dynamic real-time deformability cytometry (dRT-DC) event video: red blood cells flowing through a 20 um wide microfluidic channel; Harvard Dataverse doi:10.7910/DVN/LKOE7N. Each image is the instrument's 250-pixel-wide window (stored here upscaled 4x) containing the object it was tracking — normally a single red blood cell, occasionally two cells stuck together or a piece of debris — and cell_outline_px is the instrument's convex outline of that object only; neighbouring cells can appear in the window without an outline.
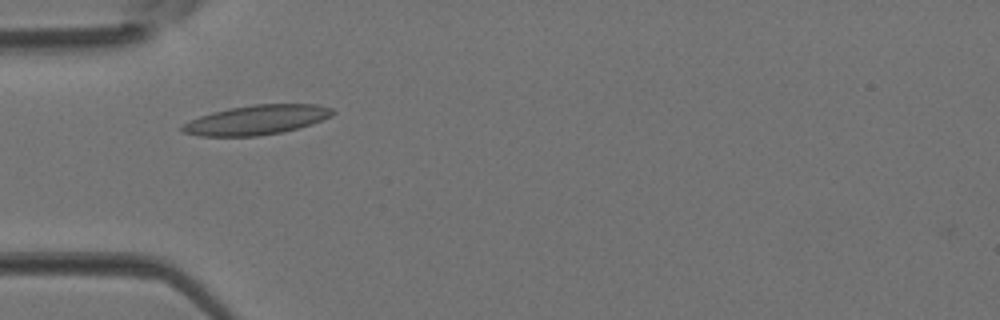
{"species": "Egyptian fruit bat (a non-hibernating species)", "species_latin": "Rousettus aegyptiacus", "temperature_condition": "room temperature", "stored_images_in_passage": 4, "camera_frame_rate_fps": 3000, "um_per_image_px": 0.085, "animal": {"sex": "female"}, "frame": {"image": 1, "passage_image": 3, "time_ms": 0.667, "image_size_px": [1000, 320], "cell_outline_px": [[336, 112], [332, 116], [312, 124], [300, 128], [284, 132], [256, 136], [200, 136], [180, 132], [180, 128], [184, 124], [200, 116], [212, 112], [228, 108], [256, 104], [316, 104], [332, 108]], "centroid_in_image_um": [21.84, 10.19], "position_along_channel_um": 63.2, "area_um2": 26.01}}
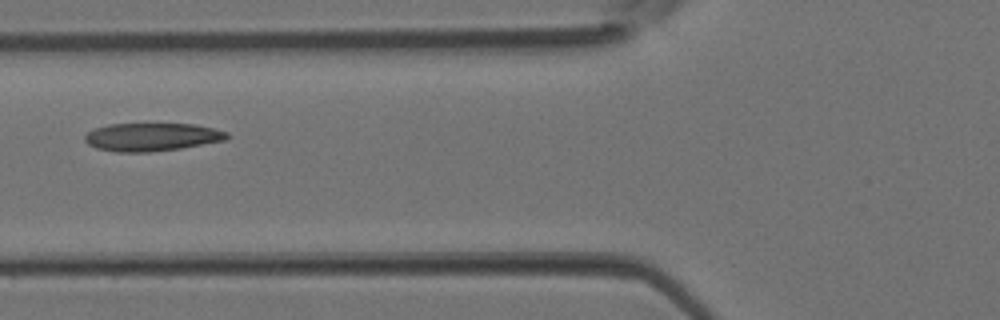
{"frame": {"image": 2, "passage_image": 4, "time_ms": 1.0, "image_size_px": [1000, 320], "cell_outline_px": [[232, 136], [224, 140], [180, 148], [148, 152], [116, 152], [96, 148], [88, 144], [84, 140], [84, 136], [88, 132], [96, 128], [108, 124], [192, 124], [212, 128], [228, 132]], "centroid_in_image_um": [12.89, 11.64], "position_along_channel_um": 112.9, "area_um2": 23.12}}